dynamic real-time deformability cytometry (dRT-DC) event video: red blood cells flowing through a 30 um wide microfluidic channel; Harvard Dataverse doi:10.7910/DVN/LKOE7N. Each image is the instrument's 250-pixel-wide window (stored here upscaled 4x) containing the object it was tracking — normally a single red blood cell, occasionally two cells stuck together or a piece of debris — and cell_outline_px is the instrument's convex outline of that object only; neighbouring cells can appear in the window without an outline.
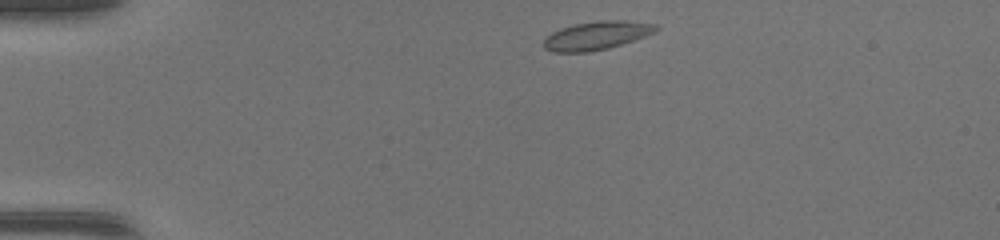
{"species": "common noctule bat (a hibernating species)", "species_latin": "Nyctalus noctula", "temperature_condition": "warm", "stored_images_in_passage": 38, "camera_frame_rate_fps": 3000, "um_per_image_px": 0.085, "animal": {"sex": "female", "body_mass_g": 17.0, "forearm_length_mm": 48.0}, "frame": {"image": 1, "passage_image": 1, "time_ms": 0.0, "image_size_px": [1000, 240], "cell_outline_px": [[660, 28], [644, 36], [608, 48], [588, 52], [552, 52], [544, 48], [544, 40], [552, 32], [560, 28], [576, 24], [600, 20], [624, 20], [656, 24]], "centroid_in_image_um": [50.69, 3.01], "position_along_channel_um": 34.3, "area_um2": 18.32}}
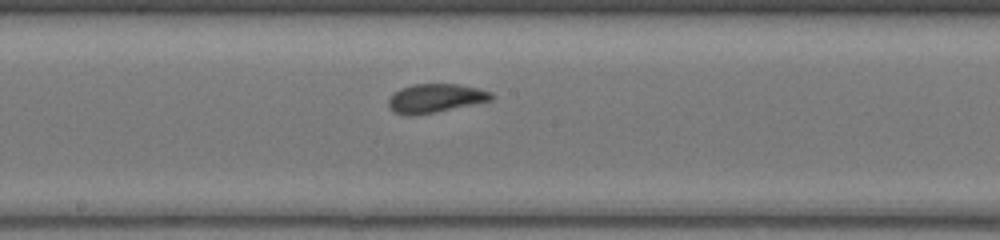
{"frame": {"image": 2, "passage_image": 17, "time_ms": 5.333, "image_size_px": [1000, 240], "cell_outline_px": [[496, 96], [492, 100], [436, 112], [412, 116], [408, 116], [396, 112], [388, 104], [388, 100], [392, 92], [400, 88], [412, 84], [460, 84], [492, 92]], "centroid_in_image_um": [37.01, 8.34], "position_along_channel_um": 211.2, "area_um2": 17.34}}
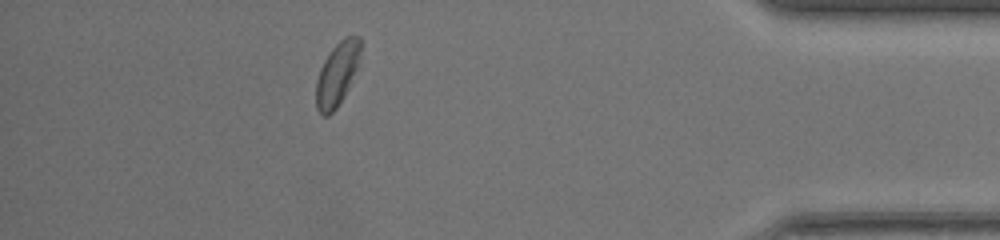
{"frame": {"image": 3, "passage_image": 33, "time_ms": 10.667, "image_size_px": [1000, 240], "cell_outline_px": [[360, 52], [356, 68], [348, 88], [344, 96], [336, 108], [328, 116], [320, 116], [316, 108], [316, 80], [320, 68], [324, 60], [332, 48], [344, 36], [360, 36]], "centroid_in_image_um": [28.62, 6.31], "position_along_channel_um": 406.6, "area_um2": 16.3}}